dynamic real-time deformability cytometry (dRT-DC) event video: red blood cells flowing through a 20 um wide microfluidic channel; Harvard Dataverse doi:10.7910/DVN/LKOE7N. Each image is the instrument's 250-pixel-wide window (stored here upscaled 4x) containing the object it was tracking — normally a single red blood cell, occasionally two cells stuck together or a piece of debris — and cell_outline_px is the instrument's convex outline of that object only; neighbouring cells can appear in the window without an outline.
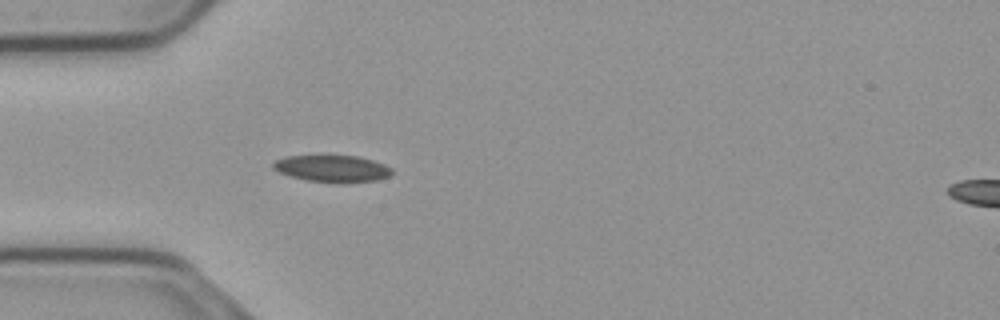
{"species": "common noctule bat (a hibernating species)", "species_latin": "Nyctalus noctula", "temperature_condition": "cold", "stored_images_in_passage": 40, "camera_frame_rate_fps": 3000, "um_per_image_px": 0.085, "animal": {"sex": "male", "body_mass_g": 23.1, "forearm_length_mm": 52.7}, "frame": {"image": 1, "passage_image": 1, "time_ms": 0.0, "image_size_px": [1000, 320], "cell_outline_px": [[392, 172], [388, 176], [376, 180], [344, 184], [308, 180], [292, 176], [280, 172], [272, 168], [272, 164], [276, 160], [284, 156], [356, 156], [372, 160], [384, 164], [392, 168]], "centroid_in_image_um": [28.26, 14.34], "position_along_channel_um": 56.7, "area_um2": 18.5}}
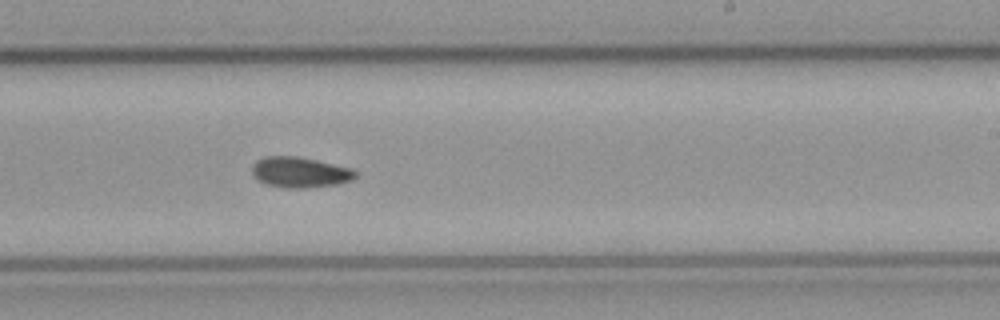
{"frame": {"image": 2, "passage_image": 18, "time_ms": 5.667, "image_size_px": [1000, 320], "cell_outline_px": [[356, 176], [352, 180], [340, 184], [304, 188], [284, 188], [264, 184], [252, 172], [252, 164], [256, 160], [264, 156], [296, 156], [316, 160], [352, 168], [356, 172]], "centroid_in_image_um": [25.49, 14.64], "position_along_channel_um": 263.5, "area_um2": 18.5}}
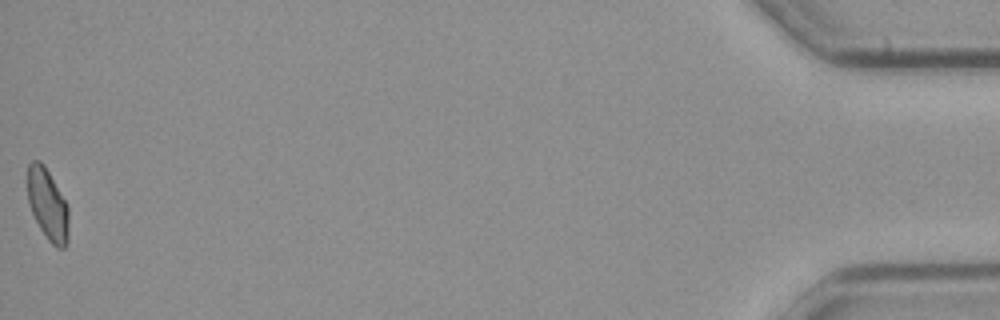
{"frame": {"image": 3, "passage_image": 40, "time_ms": 13.0, "image_size_px": [1000, 320], "cell_outline_px": [[68, 240], [64, 248], [56, 248], [48, 240], [40, 228], [28, 204], [28, 164], [32, 160], [40, 160], [44, 164], [68, 204]], "centroid_in_image_um": [4.06, 17.37], "position_along_channel_um": 431.1, "area_um2": 17.22}, "authors_computed_cell_mechanics": {"area_um2": 17.8602, "velocity_mm_per_s": 3.7207, "shape_relaxation_time_tau1_ms": null, "shape_relaxation_time_tau2_ms": 7.7455, "deformation_change_tau1": null, "deformation_change_tau2": 0.1216}}